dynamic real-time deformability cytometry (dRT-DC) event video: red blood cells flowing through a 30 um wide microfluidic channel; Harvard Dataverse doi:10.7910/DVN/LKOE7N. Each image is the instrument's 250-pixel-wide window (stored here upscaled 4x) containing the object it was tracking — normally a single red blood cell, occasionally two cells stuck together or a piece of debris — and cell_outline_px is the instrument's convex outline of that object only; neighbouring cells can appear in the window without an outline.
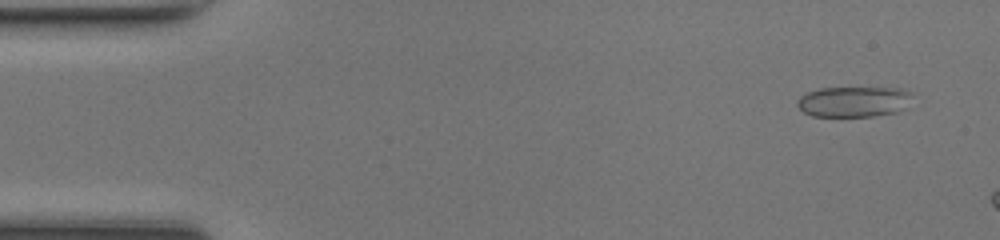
{"species": "common noctule bat (a hibernating species)", "species_latin": "Nyctalus noctula", "temperature_condition": "room temperature", "stored_images_in_passage": 8, "camera_frame_rate_fps": 3000, "um_per_image_px": 0.085, "animal": {"sex": "female", "body_mass_g": 17.0, "forearm_length_mm": 48.0}, "frame": {"image": 1, "passage_image": 3, "time_ms": 0.667, "image_size_px": [1000, 240], "cell_outline_px": [[912, 96], [908, 108], [896, 112], [872, 116], [812, 116], [804, 112], [796, 104], [796, 100], [800, 96], [808, 92], [820, 88], [908, 88], [912, 92]], "centroid_in_image_um": [72.63, 8.63], "position_along_channel_um": 12.4, "area_um2": 20.75}}